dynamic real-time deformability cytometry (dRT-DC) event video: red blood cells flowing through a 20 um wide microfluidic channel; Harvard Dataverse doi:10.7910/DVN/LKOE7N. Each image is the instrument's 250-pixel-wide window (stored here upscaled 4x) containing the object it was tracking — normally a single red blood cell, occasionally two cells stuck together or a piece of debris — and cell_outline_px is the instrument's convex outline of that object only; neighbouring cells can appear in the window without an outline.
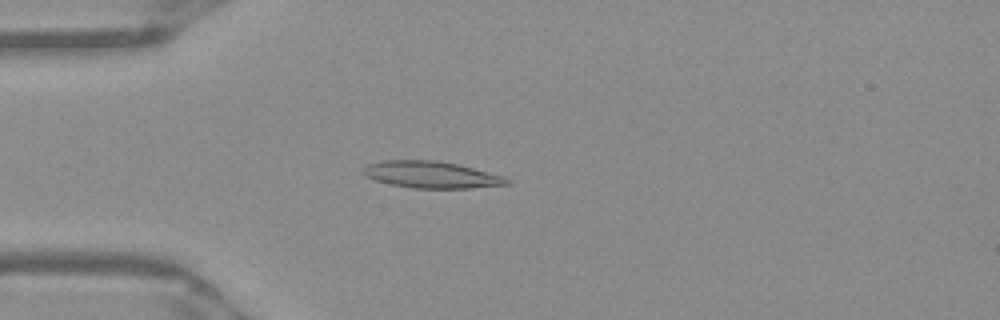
{"species": "Egyptian fruit bat (a non-hibernating species)", "species_latin": "Rousettus aegyptiacus", "temperature_condition": "warm", "stored_images_in_passage": 51, "camera_frame_rate_fps": 3000, "um_per_image_px": 0.085, "frame": {"image": 1, "passage_image": 14, "time_ms": 4.333, "image_size_px": [1000, 320], "cell_outline_px": [[512, 184], [468, 188], [416, 188], [392, 184], [376, 180], [364, 176], [360, 172], [368, 164], [380, 160], [436, 160], [460, 164], [504, 176], [512, 180]], "centroid_in_image_um": [36.69, 14.84], "position_along_channel_um": 48.3, "area_um2": 22.6}}
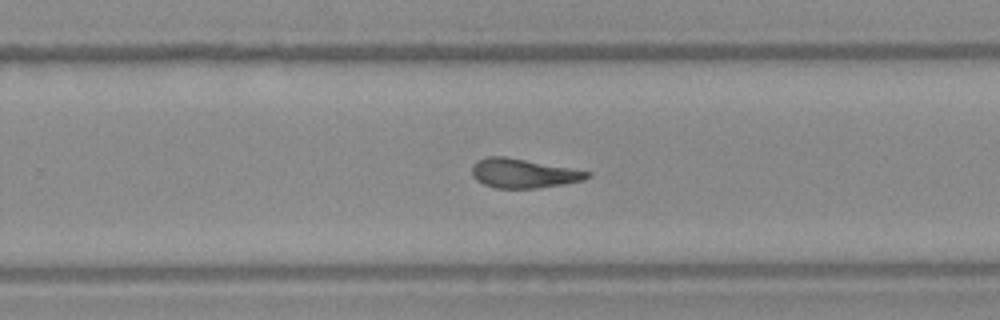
{"frame": {"image": 2, "passage_image": 33, "time_ms": 10.667, "image_size_px": [1000, 320], "cell_outline_px": [[592, 176], [584, 180], [564, 184], [536, 188], [496, 188], [484, 184], [476, 180], [472, 176], [472, 164], [476, 160], [488, 156], [504, 156], [592, 172]], "centroid_in_image_um": [44.47, 14.73], "position_along_channel_um": 285.3, "area_um2": 19.65}}
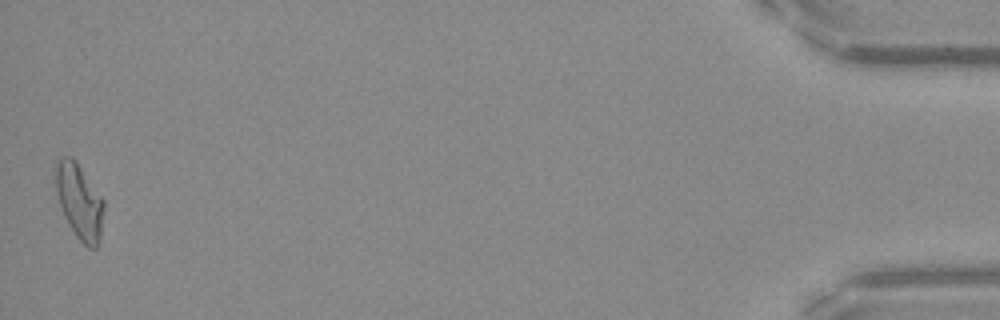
{"frame": {"image": 3, "passage_image": 51, "time_ms": 16.667, "image_size_px": [1000, 320], "cell_outline_px": [[104, 208], [100, 236], [96, 248], [88, 248], [76, 236], [68, 224], [64, 216], [56, 192], [52, 176], [52, 172], [56, 160], [64, 156], [72, 156], [76, 160], [104, 200]], "centroid_in_image_um": [6.7, 17.05], "position_along_channel_um": 428.5, "area_um2": 21.56}, "authors_computed_cell_mechanics": {"area_um2": 20.6924, "velocity_mm_per_s": 3.9462, "shape_relaxation_time_tau1_ms": null, "shape_relaxation_time_tau2_ms": 3.6532, "deformation_change_tau1": null, "deformation_change_tau2": 0.1403}}